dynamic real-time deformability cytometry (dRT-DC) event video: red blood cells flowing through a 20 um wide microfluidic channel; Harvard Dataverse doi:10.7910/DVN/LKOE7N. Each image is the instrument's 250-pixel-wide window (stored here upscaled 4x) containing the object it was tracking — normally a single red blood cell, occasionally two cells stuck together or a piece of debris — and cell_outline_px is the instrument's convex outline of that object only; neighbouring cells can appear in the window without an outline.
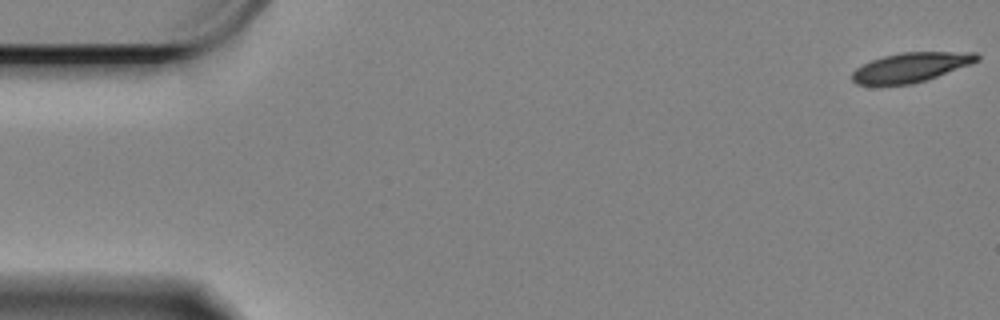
{"species": "Egyptian fruit bat (a non-hibernating species)", "species_latin": "Rousettus aegyptiacus", "temperature_condition": "cold", "stored_images_in_passage": 17, "camera_frame_rate_fps": 3000, "um_per_image_px": 0.085, "animal": {"sex": "female"}, "frame": {"image": 1, "passage_image": 1, "time_ms": 0.0, "image_size_px": [1000, 320], "cell_outline_px": [[980, 60], [936, 76], [912, 84], [856, 84], [852, 80], [852, 72], [856, 68], [872, 60], [884, 56], [900, 52], [976, 52], [980, 56]], "centroid_in_image_um": [77.42, 5.7], "position_along_channel_um": 7.6, "area_um2": 21.04}}
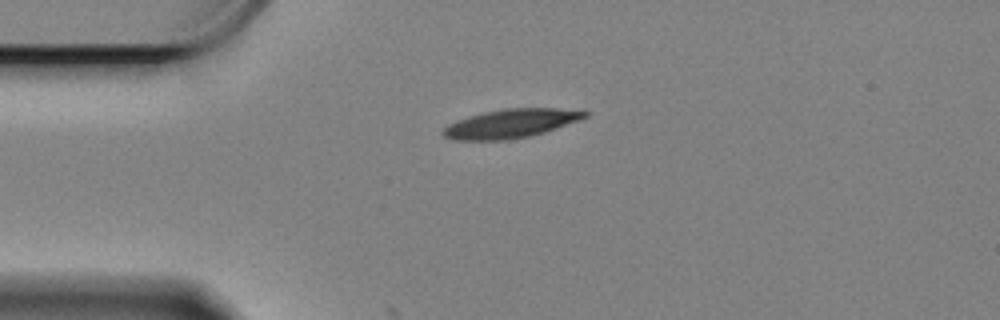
{"frame": {"image": 2, "passage_image": 14, "time_ms": 4.333, "image_size_px": [1000, 320], "cell_outline_px": [[588, 116], [556, 128], [544, 132], [528, 136], [508, 140], [452, 140], [444, 136], [440, 132], [448, 124], [456, 120], [468, 116], [484, 112], [504, 108], [556, 108], [588, 112]], "centroid_in_image_um": [43.34, 10.5], "position_along_channel_um": 41.7, "area_um2": 23.64}}